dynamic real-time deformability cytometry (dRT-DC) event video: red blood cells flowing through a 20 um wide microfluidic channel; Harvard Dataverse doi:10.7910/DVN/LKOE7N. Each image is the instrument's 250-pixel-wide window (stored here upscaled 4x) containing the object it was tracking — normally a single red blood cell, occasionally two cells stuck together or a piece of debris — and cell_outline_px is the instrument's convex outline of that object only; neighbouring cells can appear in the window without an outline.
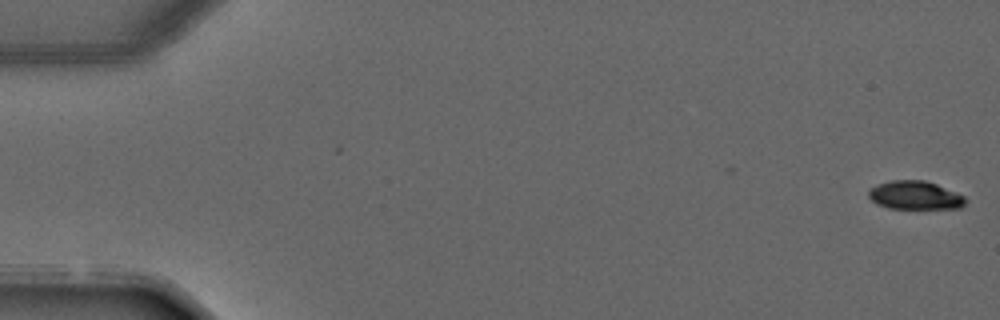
{"species": "common noctule bat (a hibernating species)", "species_latin": "Nyctalus noctula", "temperature_condition": "warm", "stored_images_in_passage": 5, "camera_frame_rate_fps": 3000, "um_per_image_px": 0.085, "animal": {"sex": "male", "forearm_length_mm": 52.5}, "frame": {"image": 1, "passage_image": 1, "time_ms": 0.0, "image_size_px": [1000, 320], "cell_outline_px": [[968, 200], [960, 208], [888, 208], [876, 204], [868, 196], [868, 192], [876, 184], [892, 180], [924, 180], [936, 184], [956, 192], [964, 196]], "centroid_in_image_um": [77.77, 16.59], "position_along_channel_um": 7.2, "area_um2": 16.01}}
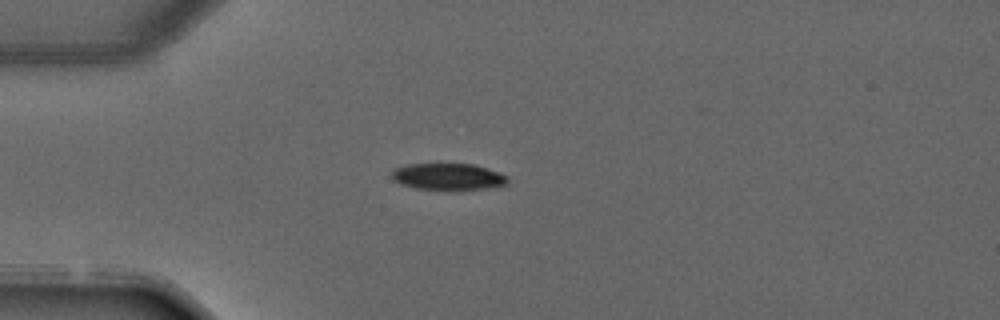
{"frame": {"image": 2, "passage_image": 4, "time_ms": 3.667, "image_size_px": [1000, 320], "cell_outline_px": [[508, 184], [496, 188], [460, 192], [416, 188], [400, 184], [392, 180], [392, 172], [396, 168], [408, 164], [472, 164], [488, 168], [500, 172], [508, 176]], "centroid_in_image_um": [38.18, 15.06], "position_along_channel_um": 46.8, "area_um2": 18.84}}
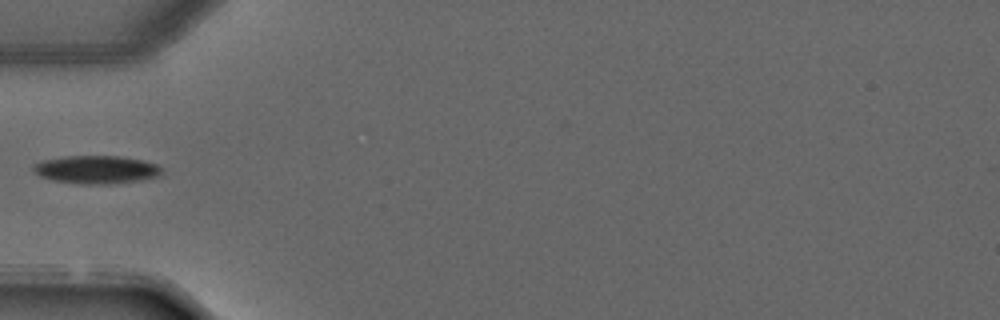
{"frame": {"image": 3, "passage_image": 5, "time_ms": 4.667, "image_size_px": [1000, 320], "cell_outline_px": [[164, 168], [160, 176], [140, 180], [108, 184], [84, 184], [52, 180], [40, 176], [32, 168], [36, 164], [44, 160], [64, 156], [120, 156], [140, 160], [156, 164]], "centroid_in_image_um": [8.23, 14.42], "position_along_channel_um": 76.8, "area_um2": 20.87}}